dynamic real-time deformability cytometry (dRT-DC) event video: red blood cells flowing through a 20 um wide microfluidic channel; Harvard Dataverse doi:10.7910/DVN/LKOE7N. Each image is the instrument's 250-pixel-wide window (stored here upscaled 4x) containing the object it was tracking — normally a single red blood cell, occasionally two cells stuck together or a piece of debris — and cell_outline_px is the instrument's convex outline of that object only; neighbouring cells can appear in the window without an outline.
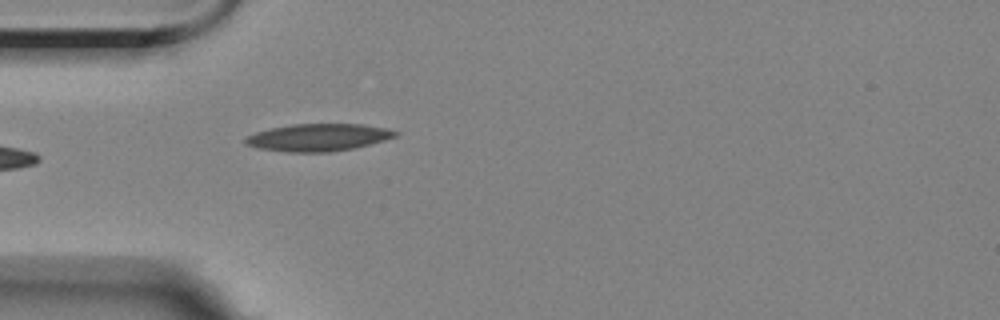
{"species": "Egyptian fruit bat (a non-hibernating species)", "species_latin": "Rousettus aegyptiacus", "temperature_condition": "room temperature", "stored_images_in_passage": 5, "camera_frame_rate_fps": 3000, "um_per_image_px": 0.085, "animal": {"sex": "female"}, "frame": {"image": 1, "passage_image": 5, "time_ms": 4.333, "image_size_px": [1000, 320], "cell_outline_px": [[400, 132], [396, 136], [384, 140], [352, 148], [332, 152], [288, 152], [256, 148], [244, 144], [244, 136], [256, 132], [272, 128], [292, 124], [364, 124], [384, 128]], "centroid_in_image_um": [27.0, 11.68], "position_along_channel_um": 58.0, "area_um2": 23.87}}